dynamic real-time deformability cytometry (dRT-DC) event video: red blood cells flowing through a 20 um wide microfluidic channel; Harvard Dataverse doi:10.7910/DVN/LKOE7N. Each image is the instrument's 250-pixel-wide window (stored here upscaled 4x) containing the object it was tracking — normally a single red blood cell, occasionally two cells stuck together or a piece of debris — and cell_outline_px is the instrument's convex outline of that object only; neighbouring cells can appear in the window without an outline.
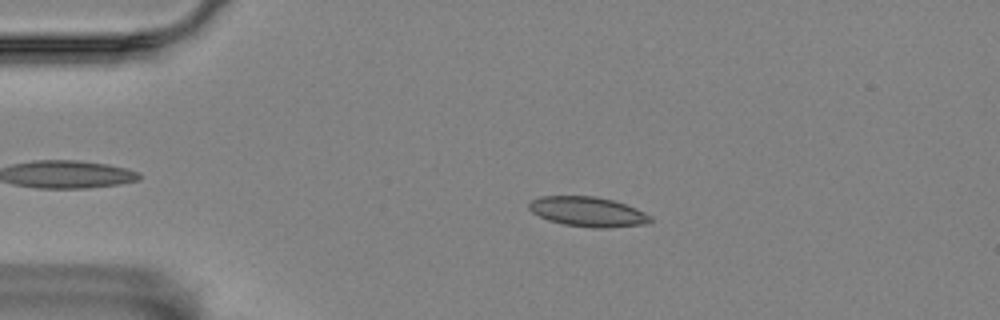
{"species": "Egyptian fruit bat (a non-hibernating species)", "species_latin": "Rousettus aegyptiacus", "temperature_condition": "room temperature", "stored_images_in_passage": 5, "camera_frame_rate_fps": 3000, "um_per_image_px": 0.085, "animal": {"sex": "female"}, "frame": {"image": 1, "passage_image": 4, "time_ms": 1.0, "image_size_px": [1000, 320], "cell_outline_px": [[652, 220], [644, 224], [608, 228], [592, 228], [564, 224], [548, 220], [532, 212], [528, 208], [528, 204], [532, 200], [540, 196], [596, 196], [612, 200], [636, 208], [652, 216]], "centroid_in_image_um": [49.96, 18.0], "position_along_channel_um": 35.0, "area_um2": 21.04}}